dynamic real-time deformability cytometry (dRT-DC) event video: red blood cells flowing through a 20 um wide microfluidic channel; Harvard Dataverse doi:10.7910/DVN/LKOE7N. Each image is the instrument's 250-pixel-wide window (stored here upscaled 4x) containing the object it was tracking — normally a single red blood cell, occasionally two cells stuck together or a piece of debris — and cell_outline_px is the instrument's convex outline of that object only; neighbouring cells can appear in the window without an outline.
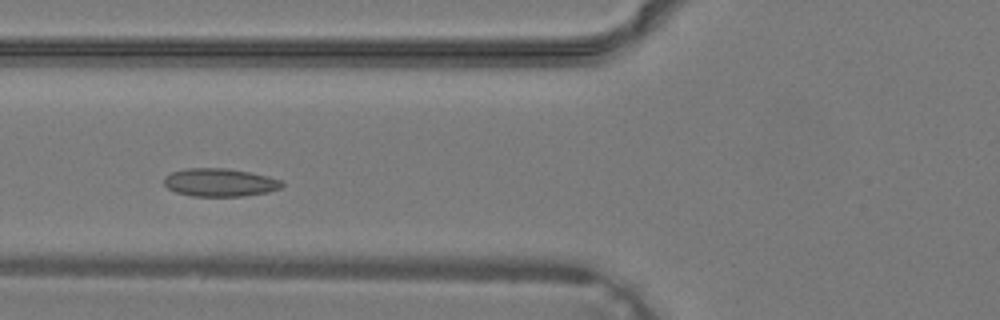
{"species": "common noctule bat (a hibernating species)", "species_latin": "Nyctalus noctula", "temperature_condition": "warm", "stored_images_in_passage": 24, "camera_frame_rate_fps": 3000, "um_per_image_px": 0.085, "animal": {"sex": "male", "body_mass_g": 19.2, "forearm_length_mm": 51.8}, "frame": {"image": 1, "passage_image": 6, "time_ms": 1.667, "image_size_px": [1000, 320], "cell_outline_px": [[284, 184], [280, 188], [268, 192], [240, 196], [192, 196], [176, 192], [168, 188], [164, 184], [164, 176], [172, 172], [184, 168], [224, 168], [248, 172], [268, 176], [280, 180]], "centroid_in_image_um": [18.65, 15.5], "position_along_channel_um": 107.1, "area_um2": 19.19}}
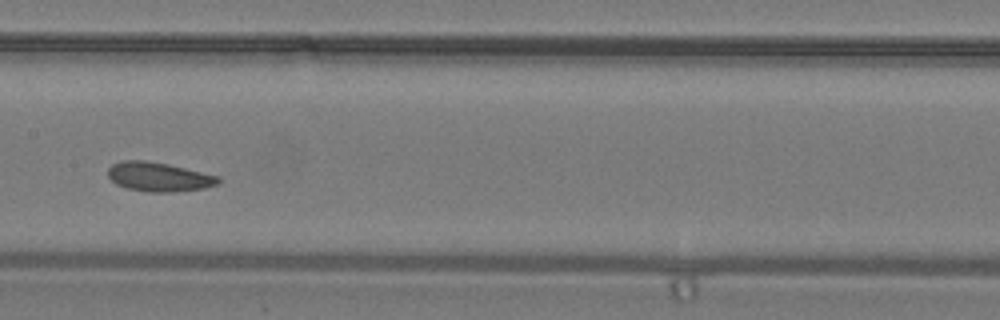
{"frame": {"image": 2, "passage_image": 11, "time_ms": 3.333, "image_size_px": [1000, 320], "cell_outline_px": [[220, 180], [216, 184], [204, 188], [172, 192], [148, 192], [128, 188], [116, 184], [108, 176], [108, 168], [112, 164], [120, 160], [148, 160], [168, 164], [220, 176]], "centroid_in_image_um": [13.47, 15.02], "position_along_channel_um": 193.9, "area_um2": 18.79}}
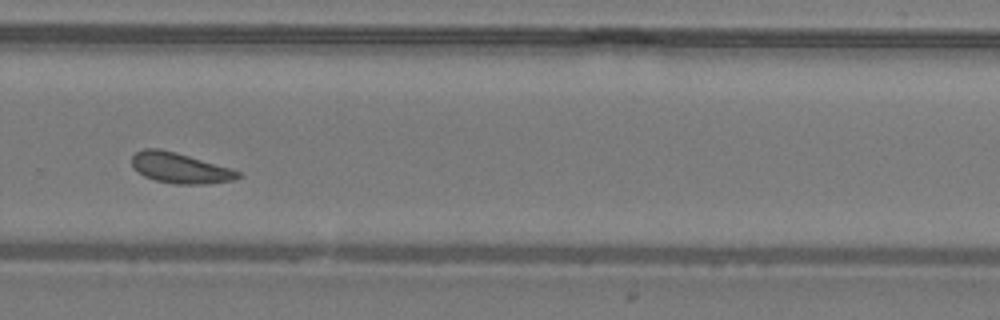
{"frame": {"image": 3, "passage_image": 18, "time_ms": 5.667, "image_size_px": [1000, 320], "cell_outline_px": [[240, 176], [232, 180], [208, 184], [172, 184], [156, 180], [144, 176], [132, 168], [132, 156], [136, 152], [144, 148], [160, 148], [176, 152], [232, 168], [240, 172]], "centroid_in_image_um": [15.28, 14.27], "position_along_channel_um": 314.5, "area_um2": 18.96}}